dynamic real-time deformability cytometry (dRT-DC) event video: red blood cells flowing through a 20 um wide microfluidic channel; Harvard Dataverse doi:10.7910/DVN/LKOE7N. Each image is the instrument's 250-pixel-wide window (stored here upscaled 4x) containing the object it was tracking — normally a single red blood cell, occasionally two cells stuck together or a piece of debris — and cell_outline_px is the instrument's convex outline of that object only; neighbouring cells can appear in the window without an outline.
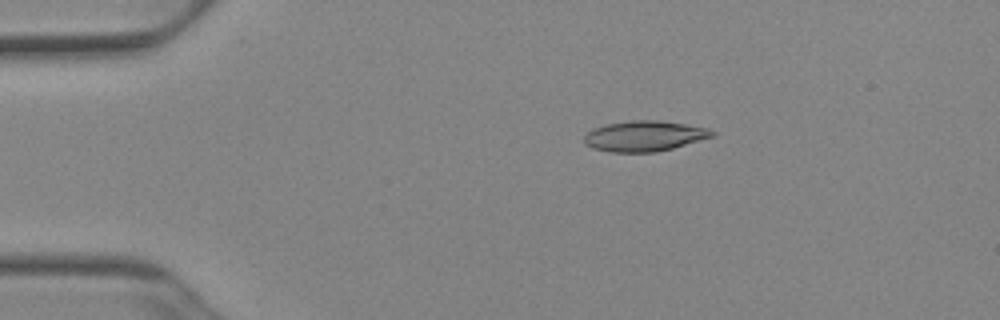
{"species": "Egyptian fruit bat (a non-hibernating species)", "species_latin": "Rousettus aegyptiacus", "temperature_condition": "cold", "stored_images_in_passage": 52, "camera_frame_rate_fps": 3000, "um_per_image_px": 0.085, "animal": {"sex": "female"}, "frame": {"image": 1, "passage_image": 10, "time_ms": 3.0, "image_size_px": [1000, 320], "cell_outline_px": [[716, 136], [672, 148], [656, 152], [612, 152], [592, 148], [584, 144], [584, 136], [588, 132], [604, 124], [632, 120], [660, 120], [708, 128], [716, 132]], "centroid_in_image_um": [54.79, 11.56], "position_along_channel_um": 30.2, "area_um2": 22.77}}
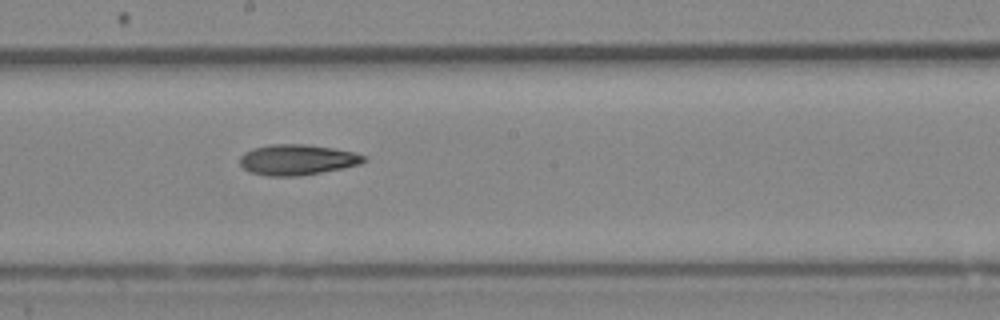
{"frame": {"image": 2, "passage_image": 29, "time_ms": 9.333, "image_size_px": [1000, 320], "cell_outline_px": [[368, 160], [360, 164], [320, 172], [296, 176], [268, 176], [252, 172], [244, 168], [240, 164], [240, 156], [244, 152], [252, 148], [268, 144], [308, 144], [332, 148], [352, 152], [364, 156]], "centroid_in_image_um": [25.22, 13.56], "position_along_channel_um": 223.0, "area_um2": 21.91}}
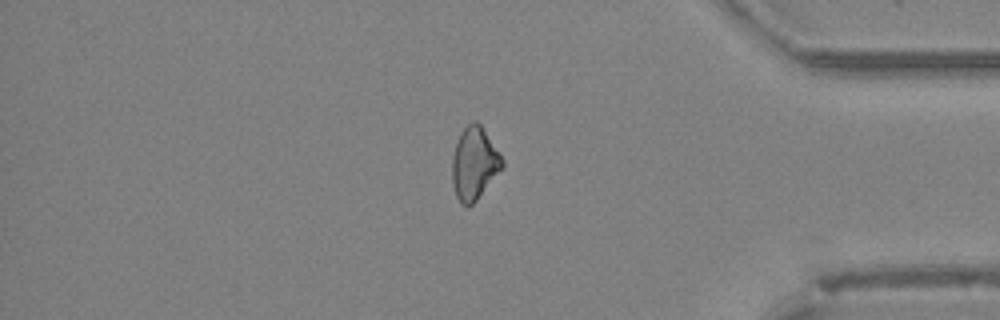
{"frame": {"image": 3, "passage_image": 44, "time_ms": 14.333, "image_size_px": [1000, 320], "cell_outline_px": [[504, 168], [476, 200], [468, 208], [460, 204], [456, 196], [452, 184], [452, 156], [460, 132], [472, 120], [476, 120], [480, 124], [504, 160]], "centroid_in_image_um": [40.31, 13.92], "position_along_channel_um": 394.9, "area_um2": 21.33}}